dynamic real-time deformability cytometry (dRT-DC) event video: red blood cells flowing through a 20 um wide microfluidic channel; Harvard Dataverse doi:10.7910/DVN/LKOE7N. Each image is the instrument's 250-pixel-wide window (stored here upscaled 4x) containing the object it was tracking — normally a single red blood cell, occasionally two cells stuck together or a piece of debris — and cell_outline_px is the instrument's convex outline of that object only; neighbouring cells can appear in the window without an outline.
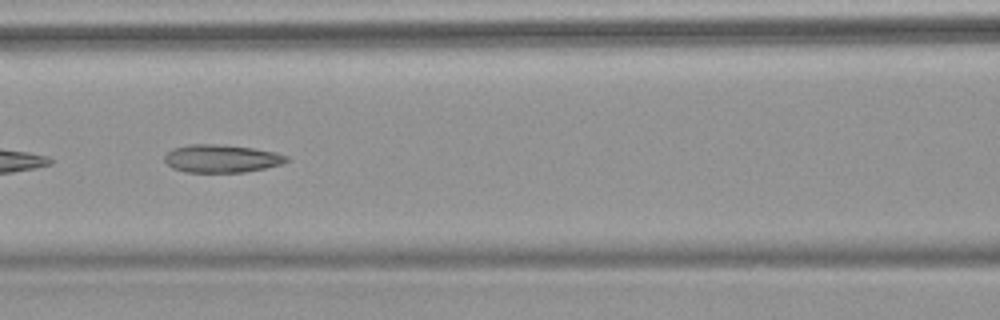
{"species": "common noctule bat (a hibernating species)", "species_latin": "Nyctalus noctula", "temperature_condition": "warm", "stored_images_in_passage": 8, "camera_frame_rate_fps": 3000, "um_per_image_px": 0.085, "animal": {"sex": "female", "body_mass_g": 18.4}, "frame": {"image": 1, "passage_image": 6, "time_ms": 6.0, "image_size_px": [1000, 320], "cell_outline_px": [[288, 160], [280, 164], [264, 168], [244, 172], [188, 172], [172, 168], [164, 160], [164, 156], [172, 148], [188, 144], [216, 144], [256, 148], [276, 152], [288, 156]], "centroid_in_image_um": [18.81, 13.46], "position_along_channel_um": 147.8, "area_um2": 19.83}}
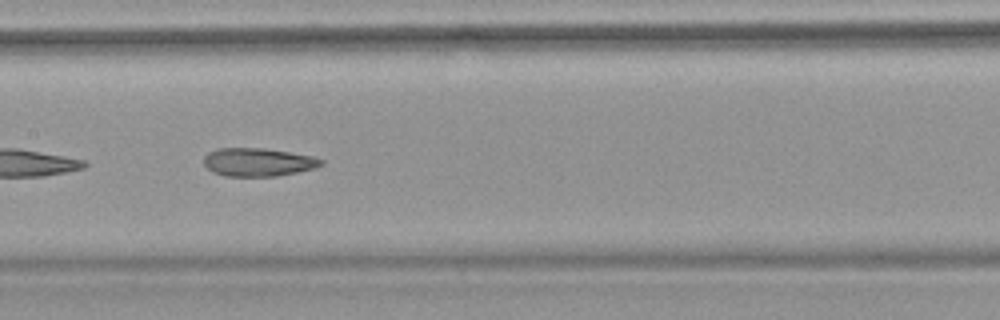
{"frame": {"image": 2, "passage_image": 7, "time_ms": 7.0, "image_size_px": [1000, 320], "cell_outline_px": [[324, 164], [312, 168], [296, 172], [276, 176], [224, 176], [212, 172], [204, 164], [204, 156], [208, 152], [216, 148], [264, 148], [312, 156], [324, 160]], "centroid_in_image_um": [21.89, 13.78], "position_along_channel_um": 185.5, "area_um2": 19.25}}
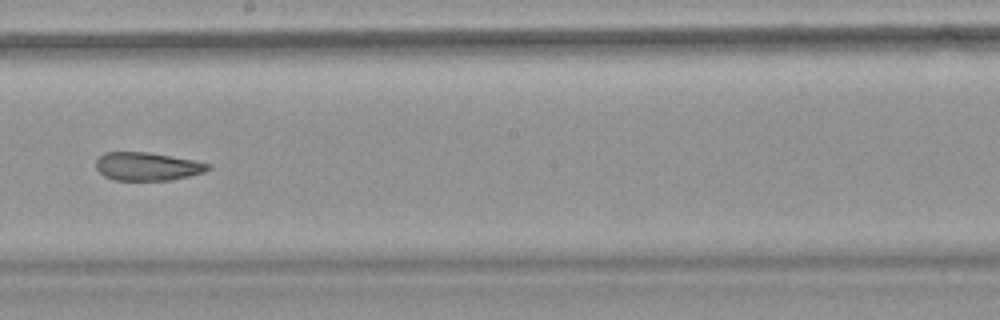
{"frame": {"image": 3, "passage_image": 8, "time_ms": 8.333, "image_size_px": [1000, 320], "cell_outline_px": [[212, 168], [204, 172], [172, 180], [116, 180], [104, 176], [96, 168], [96, 160], [104, 152], [148, 152], [192, 160], [212, 164]], "centroid_in_image_um": [12.53, 14.15], "position_along_channel_um": 235.7, "area_um2": 18.38}}